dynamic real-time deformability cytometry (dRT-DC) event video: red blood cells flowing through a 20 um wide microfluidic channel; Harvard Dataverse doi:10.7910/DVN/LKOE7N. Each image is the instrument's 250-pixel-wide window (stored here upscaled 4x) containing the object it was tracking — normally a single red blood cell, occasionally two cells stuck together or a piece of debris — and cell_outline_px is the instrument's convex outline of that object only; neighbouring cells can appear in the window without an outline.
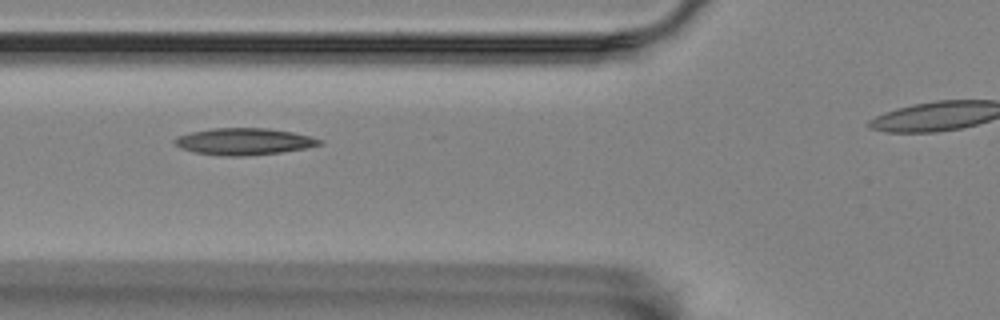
{"species": "Egyptian fruit bat (a non-hibernating species)", "species_latin": "Rousettus aegyptiacus", "temperature_condition": "room temperature", "stored_images_in_passage": 10, "camera_frame_rate_fps": 3000, "um_per_image_px": 0.085, "animal": {"sex": "female"}, "frame": {"image": 1, "passage_image": 5, "time_ms": 1.333, "image_size_px": [1000, 320], "cell_outline_px": [[324, 144], [308, 148], [280, 152], [248, 156], [224, 156], [192, 152], [180, 148], [172, 140], [176, 136], [188, 132], [212, 128], [268, 128], [292, 132], [324, 140]], "centroid_in_image_um": [20.72, 12.03], "position_along_channel_um": 105.1, "area_um2": 22.89}}
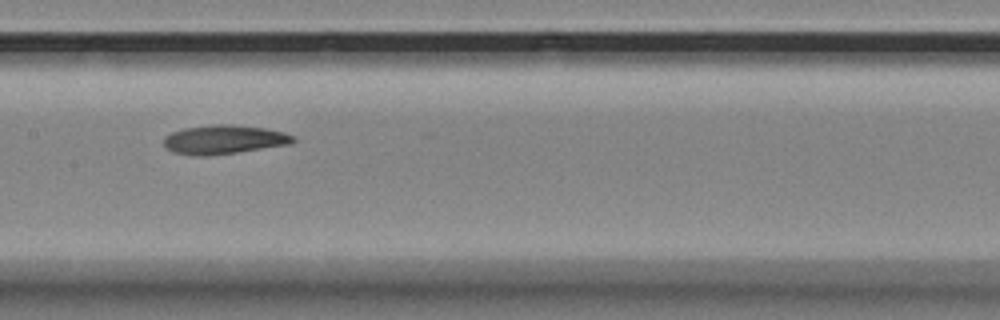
{"frame": {"image": 2, "passage_image": 7, "time_ms": 2.0, "image_size_px": [1000, 320], "cell_outline_px": [[296, 140], [288, 144], [236, 152], [204, 156], [200, 156], [176, 152], [164, 148], [164, 136], [172, 132], [184, 128], [212, 124], [232, 124], [264, 128], [284, 132], [296, 136]], "centroid_in_image_um": [19.02, 11.84], "position_along_channel_um": 188.4, "area_um2": 21.68}}
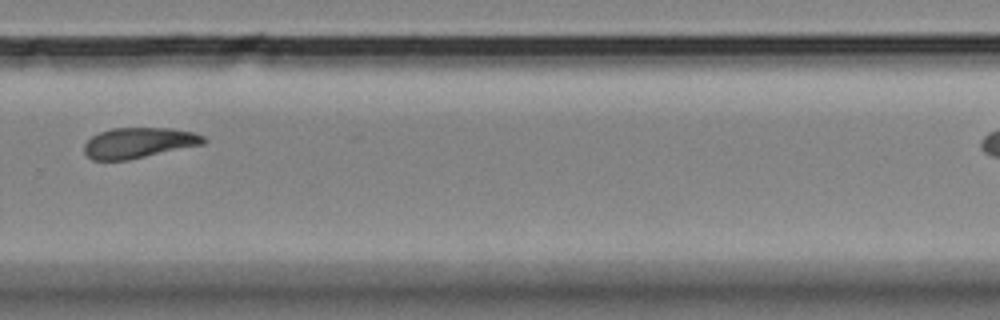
{"frame": {"image": 3, "passage_image": 10, "time_ms": 3.0, "image_size_px": [1000, 320], "cell_outline_px": [[208, 140], [204, 144], [128, 160], [92, 160], [84, 152], [84, 144], [92, 136], [100, 132], [112, 128], [172, 128], [192, 132], [204, 136]], "centroid_in_image_um": [11.8, 12.14], "position_along_channel_um": 318.0, "area_um2": 21.21}}